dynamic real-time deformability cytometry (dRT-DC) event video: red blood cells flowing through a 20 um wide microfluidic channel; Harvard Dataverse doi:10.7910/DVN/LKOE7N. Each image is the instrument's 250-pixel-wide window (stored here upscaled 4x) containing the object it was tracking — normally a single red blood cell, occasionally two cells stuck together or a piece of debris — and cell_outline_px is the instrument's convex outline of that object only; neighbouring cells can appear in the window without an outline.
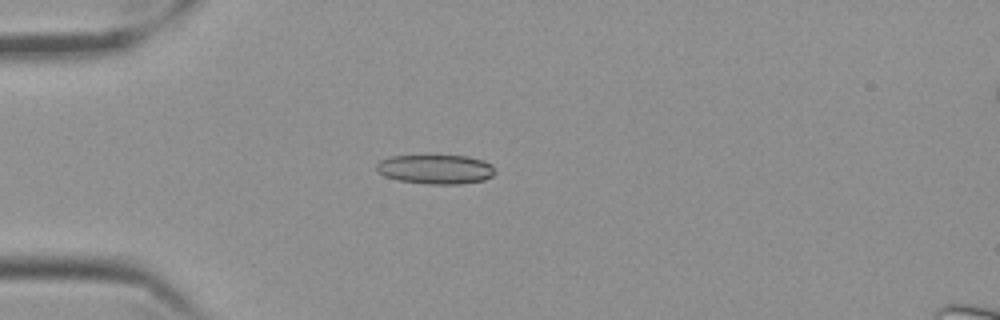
{"species": "Egyptian fruit bat (a non-hibernating species)", "species_latin": "Rousettus aegyptiacus", "temperature_condition": "cold", "stored_images_in_passage": 55, "camera_frame_rate_fps": 3000, "um_per_image_px": 0.085, "frame": {"image": 1, "passage_image": 13, "time_ms": 4.0, "image_size_px": [1000, 320], "cell_outline_px": [[496, 172], [492, 176], [484, 180], [460, 184], [428, 184], [400, 180], [384, 176], [376, 168], [376, 164], [380, 160], [392, 156], [468, 156], [484, 160], [492, 164]], "centroid_in_image_um": [37.07, 14.39], "position_along_channel_um": 47.9, "area_um2": 20.23}}
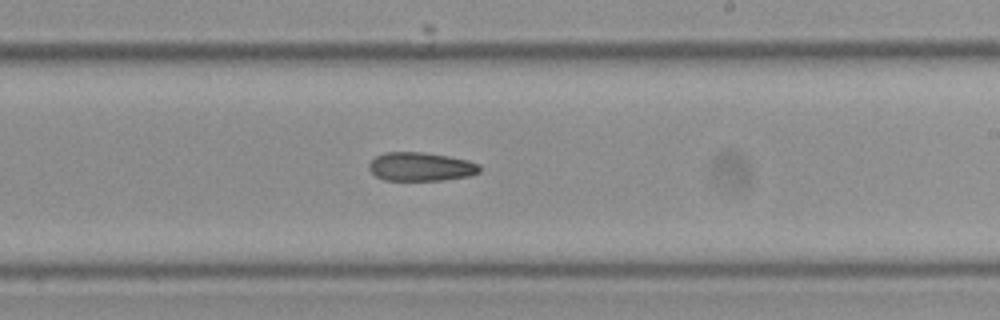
{"frame": {"image": 2, "passage_image": 32, "time_ms": 10.333, "image_size_px": [1000, 320], "cell_outline_px": [[480, 172], [468, 176], [444, 180], [384, 180], [376, 176], [368, 168], [368, 164], [376, 156], [384, 152], [424, 152], [448, 156], [468, 160], [480, 164]], "centroid_in_image_um": [35.77, 14.16], "position_along_channel_um": 253.2, "area_um2": 18.55}}
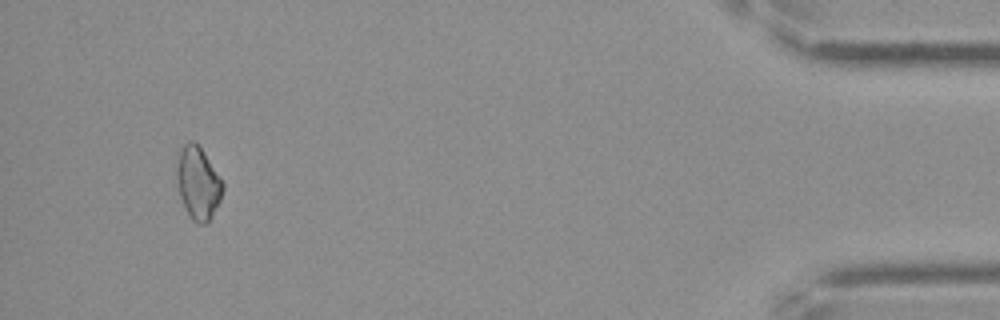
{"frame": {"image": 3, "passage_image": 52, "time_ms": 17.0, "image_size_px": [1000, 320], "cell_outline_px": [[224, 188], [220, 200], [212, 216], [204, 224], [200, 224], [192, 220], [180, 196], [176, 180], [176, 168], [180, 148], [188, 140], [192, 140], [200, 148], [224, 184]], "centroid_in_image_um": [16.81, 15.55], "position_along_channel_um": 418.4, "area_um2": 19.07}}